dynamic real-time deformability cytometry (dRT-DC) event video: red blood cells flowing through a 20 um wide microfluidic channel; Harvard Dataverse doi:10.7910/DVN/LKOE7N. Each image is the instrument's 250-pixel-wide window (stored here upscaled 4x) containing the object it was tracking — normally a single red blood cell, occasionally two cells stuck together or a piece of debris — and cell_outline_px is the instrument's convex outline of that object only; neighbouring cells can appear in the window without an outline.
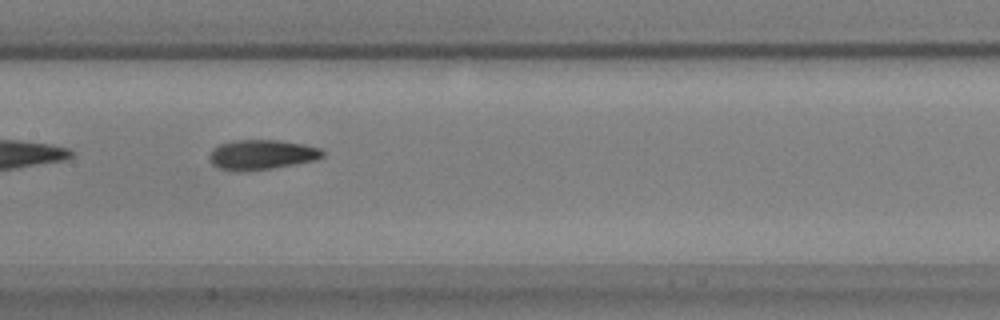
{"species": "common noctule bat (a hibernating species)", "species_latin": "Nyctalus noctula", "temperature_condition": "warm", "stored_images_in_passage": 39, "camera_frame_rate_fps": 3000, "um_per_image_px": 0.085, "animal": {"sex": "male", "body_mass_g": 17.9, "forearm_length_mm": 54.2}, "frame": {"image": 1, "passage_image": 12, "time_ms": 3.667, "image_size_px": [1000, 320], "cell_outline_px": [[324, 156], [316, 160], [296, 164], [248, 172], [236, 172], [220, 168], [212, 164], [208, 160], [208, 156], [212, 148], [220, 144], [232, 140], [280, 140], [304, 144], [320, 148], [324, 152]], "centroid_in_image_um": [22.21, 13.15], "position_along_channel_um": 185.2, "area_um2": 20.11}}
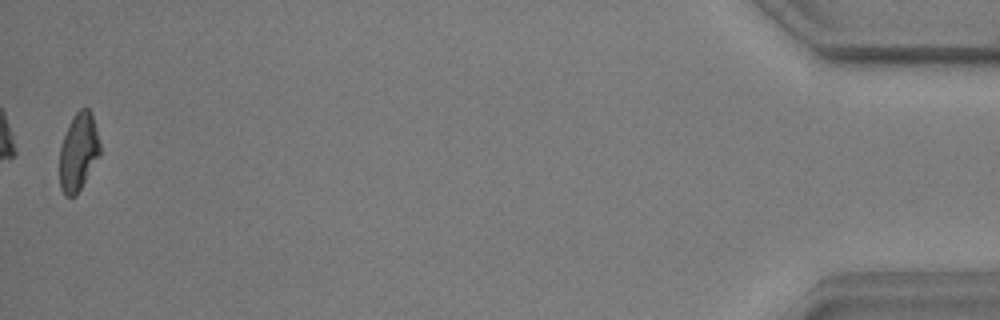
{"frame": {"image": 2, "passage_image": 39, "time_ms": 12.667, "image_size_px": [1000, 320], "cell_outline_px": [[100, 156], [76, 196], [64, 196], [60, 188], [60, 148], [68, 124], [72, 116], [80, 108], [88, 108], [92, 116], [96, 128], [100, 144]], "centroid_in_image_um": [6.66, 12.93], "position_along_channel_um": 428.5, "area_um2": 18.32}, "authors_computed_cell_mechanics": {"area_um2": 19.5364, "velocity_mm_per_s": 3.6901, "shape_relaxation_time_tau1_ms": 3.5307, "shape_relaxation_time_tau2_ms": 2.7858, "deformation_change_tau1": 0.1623, "deformation_change_tau2": 0.094}}